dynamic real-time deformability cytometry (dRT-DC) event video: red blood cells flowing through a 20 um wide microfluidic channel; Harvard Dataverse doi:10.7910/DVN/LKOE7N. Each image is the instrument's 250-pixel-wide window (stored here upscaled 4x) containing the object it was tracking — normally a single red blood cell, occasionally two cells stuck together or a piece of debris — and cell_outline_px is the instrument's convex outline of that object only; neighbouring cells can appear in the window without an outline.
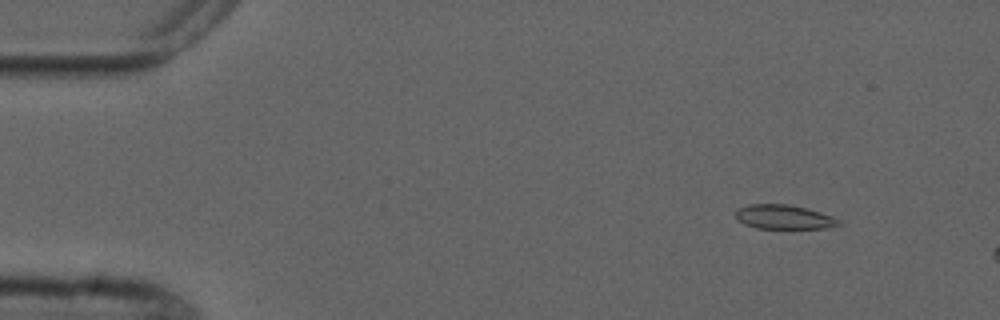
{"species": "common noctule bat (a hibernating species)", "species_latin": "Nyctalus noctula", "temperature_condition": "cold", "stored_images_in_passage": 3, "camera_frame_rate_fps": 3000, "um_per_image_px": 0.085, "animal": {"sex": "male", "forearm_length_mm": 52.5}, "frame": {"image": 1, "passage_image": 2, "time_ms": 1.333, "image_size_px": [1000, 320], "cell_outline_px": [[840, 224], [828, 228], [756, 228], [744, 224], [736, 216], [736, 212], [740, 208], [748, 204], [788, 204], [820, 212], [832, 216], [840, 220]], "centroid_in_image_um": [66.64, 18.44], "position_along_channel_um": 18.4, "area_um2": 14.33}}